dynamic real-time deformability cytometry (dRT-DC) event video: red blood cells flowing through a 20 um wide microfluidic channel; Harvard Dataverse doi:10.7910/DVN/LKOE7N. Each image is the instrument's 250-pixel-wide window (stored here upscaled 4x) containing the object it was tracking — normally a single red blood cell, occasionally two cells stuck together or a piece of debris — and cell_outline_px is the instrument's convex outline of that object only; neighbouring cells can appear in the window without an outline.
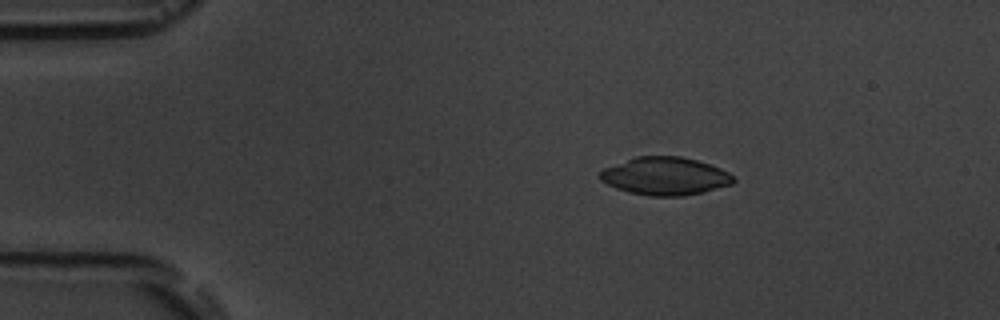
{"species": "common noctule bat (a hibernating species)", "species_latin": "Nyctalus noctula", "temperature_condition": "room temperature", "stored_images_in_passage": 5, "camera_frame_rate_fps": 3000, "um_per_image_px": 0.085, "animal": {"sex": "male", "body_mass_g": 19.5, "forearm_length_mm": 54.6}, "frame": {"image": 1, "passage_image": 3, "time_ms": 2.333, "image_size_px": [1000, 320], "cell_outline_px": [[736, 180], [732, 184], [704, 192], [684, 196], [652, 196], [628, 192], [616, 188], [600, 180], [600, 172], [604, 168], [636, 156], [680, 156], [696, 160], [720, 168], [728, 172]], "centroid_in_image_um": [56.54, 14.97], "position_along_channel_um": 28.5, "area_um2": 29.36}}